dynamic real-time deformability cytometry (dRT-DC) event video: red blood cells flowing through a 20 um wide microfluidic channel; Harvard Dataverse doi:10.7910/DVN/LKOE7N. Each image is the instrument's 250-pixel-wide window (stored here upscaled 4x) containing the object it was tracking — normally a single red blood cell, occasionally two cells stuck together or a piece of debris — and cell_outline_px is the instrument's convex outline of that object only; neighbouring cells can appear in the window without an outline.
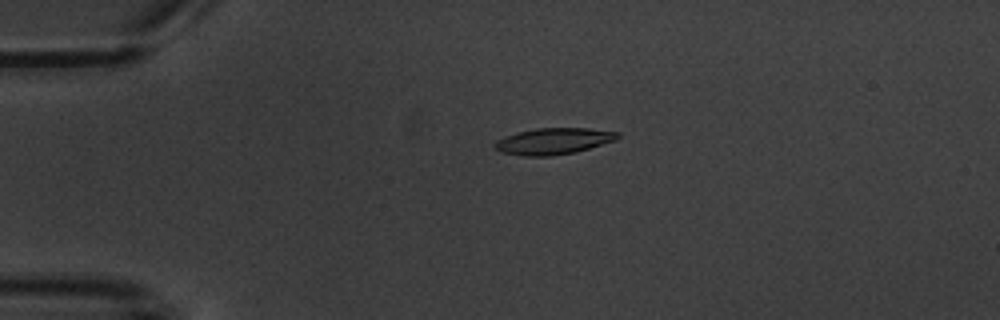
{"species": "common noctule bat (a hibernating species)", "species_latin": "Nyctalus noctula", "temperature_condition": "warm", "stored_images_in_passage": 4, "camera_frame_rate_fps": 3000, "um_per_image_px": 0.085, "animal": {"sex": "male", "body_mass_g": 20.1, "forearm_length_mm": 53.5}, "frame": {"image": 1, "passage_image": 3, "time_ms": 2.333, "image_size_px": [1000, 320], "cell_outline_px": [[620, 136], [616, 140], [576, 152], [552, 156], [520, 156], [500, 152], [492, 144], [496, 140], [504, 136], [516, 132], [536, 128], [588, 128], [620, 132]], "centroid_in_image_um": [47.02, 12.0], "position_along_channel_um": 38.0, "area_um2": 19.13}}